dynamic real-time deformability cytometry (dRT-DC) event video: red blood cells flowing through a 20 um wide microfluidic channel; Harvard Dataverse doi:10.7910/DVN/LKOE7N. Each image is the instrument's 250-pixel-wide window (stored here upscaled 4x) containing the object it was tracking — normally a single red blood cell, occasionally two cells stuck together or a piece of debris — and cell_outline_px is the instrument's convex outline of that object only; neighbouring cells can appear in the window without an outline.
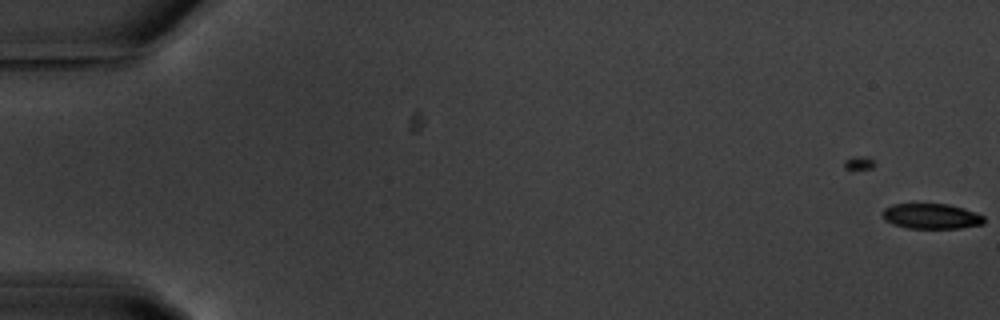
{"species": "common noctule bat (a hibernating species)", "species_latin": "Nyctalus noctula", "temperature_condition": "warm", "stored_images_in_passage": 5, "camera_frame_rate_fps": 3000, "um_per_image_px": 0.085, "animal": {"sex": "male", "body_mass_g": 20.1, "forearm_length_mm": 53.5}, "frame": {"image": 1, "passage_image": 5, "time_ms": 1.333, "image_size_px": [1000, 320], "cell_outline_px": [[984, 224], [960, 228], [908, 228], [892, 224], [884, 220], [884, 208], [892, 204], [948, 204], [964, 208], [984, 216]], "centroid_in_image_um": [79.17, 18.38], "position_along_channel_um": 5.8, "area_um2": 14.91}}